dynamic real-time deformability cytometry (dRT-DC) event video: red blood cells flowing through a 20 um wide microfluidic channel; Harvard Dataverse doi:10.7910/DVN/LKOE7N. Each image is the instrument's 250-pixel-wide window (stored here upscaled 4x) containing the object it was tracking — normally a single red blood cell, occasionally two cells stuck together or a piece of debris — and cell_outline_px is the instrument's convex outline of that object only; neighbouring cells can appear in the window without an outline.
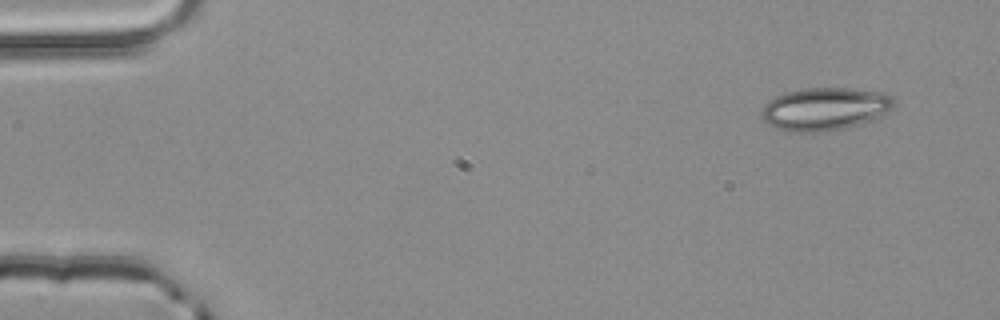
{"species": "common noctule bat (a hibernating species)", "species_latin": "Nyctalus noctula", "temperature_condition": "room temperature", "stored_images_in_passage": 4, "camera_frame_rate_fps": 3000, "um_per_image_px": 0.085, "animal": {"sex": "male", "body_mass_g": 20.4}, "frame": {"image": 1, "passage_image": 1, "time_ms": 0.0, "image_size_px": [1000, 320], "cell_outline_px": [[892, 108], [888, 112], [872, 120], [860, 124], [844, 128], [824, 132], [792, 132], [776, 128], [768, 124], [760, 116], [760, 112], [764, 104], [768, 100], [784, 92], [804, 88], [852, 88], [884, 92], [892, 96]], "centroid_in_image_um": [70.08, 9.26], "position_along_channel_um": 14.9, "area_um2": 33.35}}